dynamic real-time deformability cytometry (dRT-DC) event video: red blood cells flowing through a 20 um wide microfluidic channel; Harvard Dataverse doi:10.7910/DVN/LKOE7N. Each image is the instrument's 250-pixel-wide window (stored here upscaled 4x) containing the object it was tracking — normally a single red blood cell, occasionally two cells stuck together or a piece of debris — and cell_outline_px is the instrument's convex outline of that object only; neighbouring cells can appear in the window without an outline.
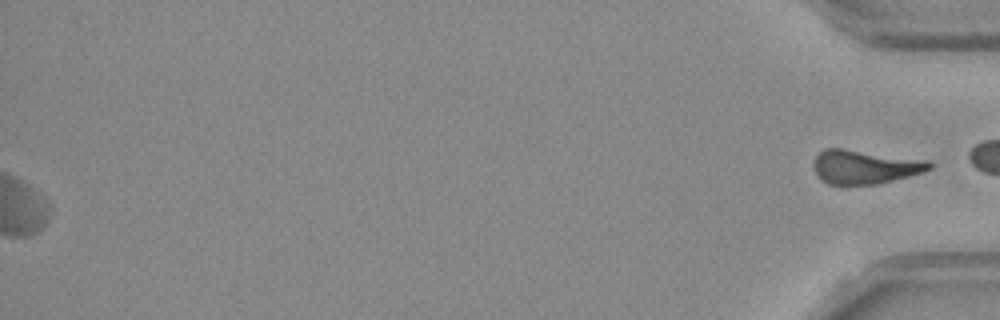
{"species": "Egyptian fruit bat (a non-hibernating species)", "species_latin": "Rousettus aegyptiacus", "temperature_condition": "room temperature", "stored_images_in_passage": 45, "segment_of_instrument_passage": [2, 2], "camera_frame_rate_fps": 3000, "um_per_image_px": 0.085, "frame": {"image": 1, "passage_image": 45, "time_ms": 14.667, "image_size_px": [1000, 320], "cell_outline_px": [[932, 168], [924, 172], [876, 184], [828, 184], [816, 172], [816, 156], [824, 148], [844, 148], [932, 160]], "centroid_in_image_um": [73.6, 14.15], "position_along_channel_um": 361.6, "area_um2": 22.72}}